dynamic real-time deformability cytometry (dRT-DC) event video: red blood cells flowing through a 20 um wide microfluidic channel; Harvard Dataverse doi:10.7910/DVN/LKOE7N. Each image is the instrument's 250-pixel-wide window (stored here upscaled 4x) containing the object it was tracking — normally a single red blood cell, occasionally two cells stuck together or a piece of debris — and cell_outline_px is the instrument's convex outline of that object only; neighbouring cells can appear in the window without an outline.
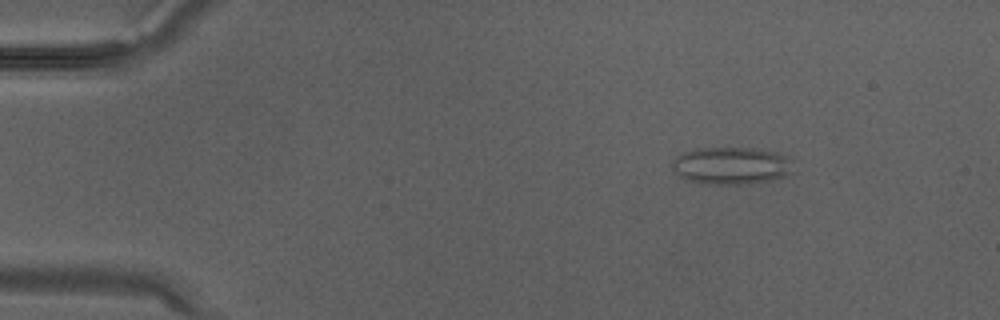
{"species": "Egyptian fruit bat (a non-hibernating species)", "species_latin": "Rousettus aegyptiacus", "temperature_condition": "warm", "stored_images_in_passage": 12, "camera_frame_rate_fps": 3000, "um_per_image_px": 0.085, "animal": {"sex": "male"}, "frame": {"image": 1, "passage_image": 4, "time_ms": 1.0, "image_size_px": [1000, 320], "cell_outline_px": [[788, 172], [784, 176], [776, 180], [740, 184], [700, 184], [684, 180], [672, 172], [672, 160], [676, 156], [684, 152], [696, 148], [748, 148], [776, 152], [784, 156]], "centroid_in_image_um": [61.98, 14.1], "position_along_channel_um": 23.0, "area_um2": 26.07}}
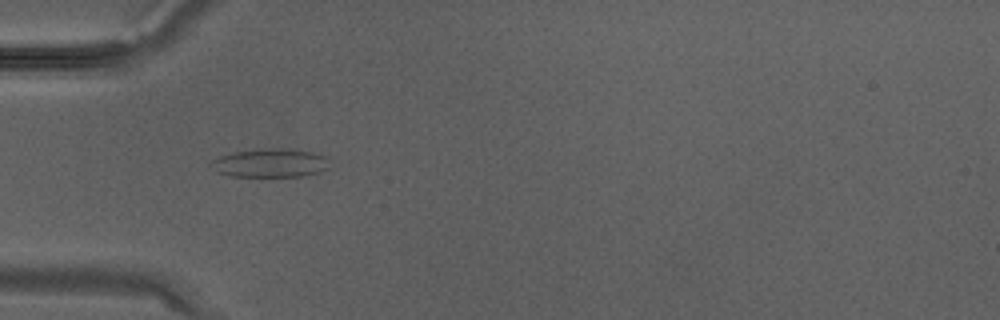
{"frame": {"image": 2, "passage_image": 10, "time_ms": 3.0, "image_size_px": [1000, 320], "cell_outline_px": [[328, 168], [320, 172], [304, 176], [232, 176], [216, 172], [208, 168], [208, 164], [212, 160], [220, 156], [232, 152], [268, 148], [288, 148], [312, 152], [324, 156]], "centroid_in_image_um": [22.89, 13.85], "position_along_channel_um": 62.1, "area_um2": 19.83}}